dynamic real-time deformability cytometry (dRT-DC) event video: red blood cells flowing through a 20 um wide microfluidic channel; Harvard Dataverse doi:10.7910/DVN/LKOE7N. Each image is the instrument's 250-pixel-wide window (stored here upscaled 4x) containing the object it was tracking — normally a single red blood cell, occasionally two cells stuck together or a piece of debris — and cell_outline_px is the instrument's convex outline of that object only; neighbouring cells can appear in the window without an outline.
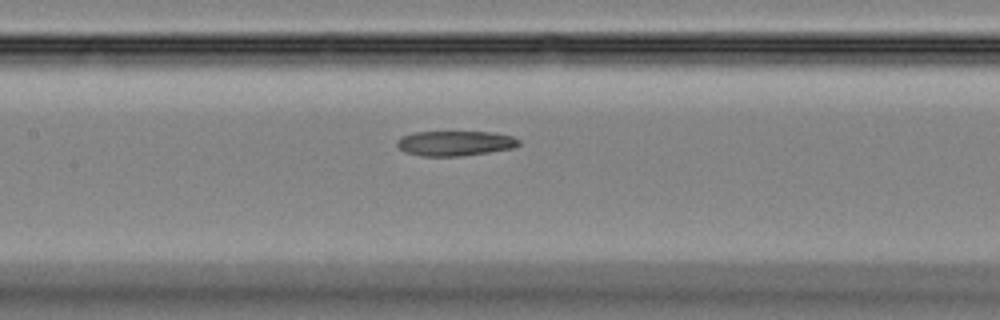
{"species": "Egyptian fruit bat (a non-hibernating species)", "species_latin": "Rousettus aegyptiacus", "temperature_condition": "room temperature", "stored_images_in_passage": 32, "camera_frame_rate_fps": 3000, "um_per_image_px": 0.085, "animal": {"sex": "female"}, "frame": {"image": 1, "passage_image": 12, "time_ms": 3.667, "image_size_px": [1000, 320], "cell_outline_px": [[520, 144], [512, 148], [464, 156], [420, 156], [404, 152], [396, 144], [396, 140], [400, 136], [412, 132], [496, 132], [512, 136], [520, 140]], "centroid_in_image_um": [38.65, 12.17], "position_along_channel_um": 168.8, "area_um2": 17.92}}
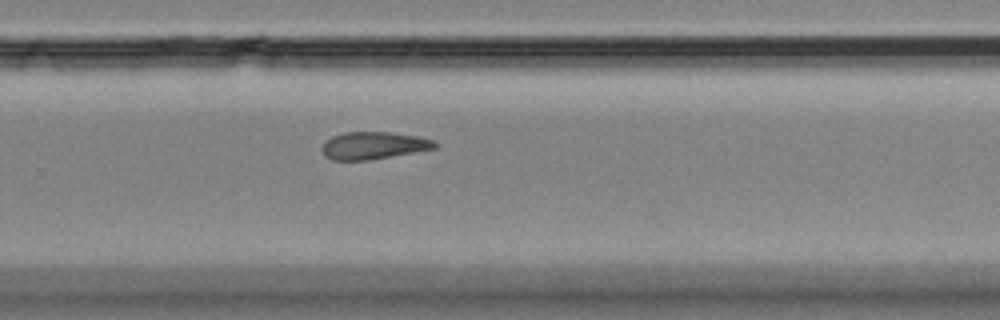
{"frame": {"image": 2, "passage_image": 21, "time_ms": 6.667, "image_size_px": [1000, 320], "cell_outline_px": [[440, 144], [436, 148], [368, 160], [332, 160], [324, 156], [320, 148], [324, 140], [332, 136], [344, 132], [392, 132], [420, 136], [432, 140]], "centroid_in_image_um": [31.71, 12.36], "position_along_channel_um": 298.1, "area_um2": 18.21}}
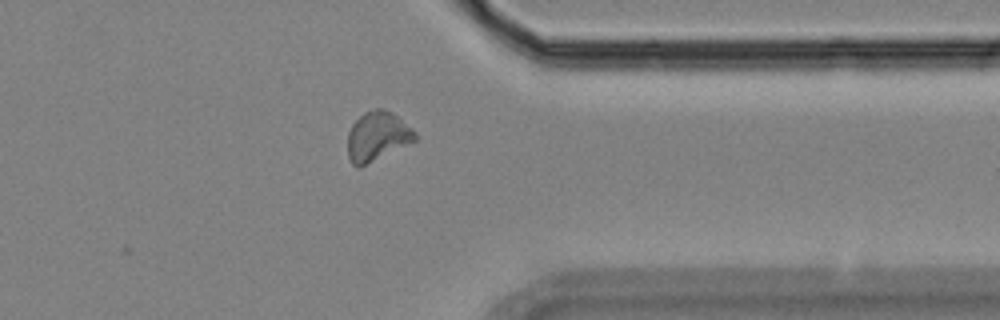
{"frame": {"image": 3, "passage_image": 27, "time_ms": 8.667, "image_size_px": [1000, 320], "cell_outline_px": [[416, 140], [360, 168], [356, 168], [352, 164], [348, 156], [348, 132], [352, 124], [364, 112], [376, 108], [384, 108], [392, 112], [412, 128], [416, 132]], "centroid_in_image_um": [32.06, 11.59], "position_along_channel_um": 379.3, "area_um2": 19.42}}